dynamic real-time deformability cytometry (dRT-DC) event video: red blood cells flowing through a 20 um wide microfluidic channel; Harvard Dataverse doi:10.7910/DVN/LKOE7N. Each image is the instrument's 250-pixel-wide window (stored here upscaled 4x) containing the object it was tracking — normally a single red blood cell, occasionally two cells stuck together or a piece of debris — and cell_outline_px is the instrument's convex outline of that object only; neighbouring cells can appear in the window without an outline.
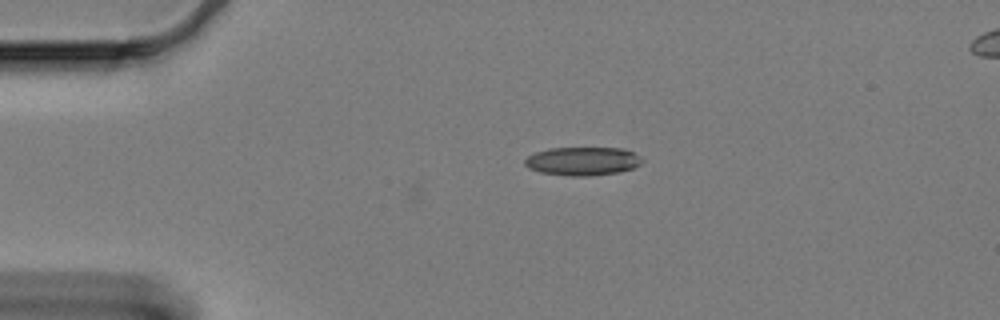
{"species": "Egyptian fruit bat (a non-hibernating species)", "species_latin": "Rousettus aegyptiacus", "temperature_condition": "cold", "stored_images_in_passage": 5, "camera_frame_rate_fps": 3000, "um_per_image_px": 0.085, "animal": {"sex": "female"}, "frame": {"image": 1, "passage_image": 5, "time_ms": 1.333, "image_size_px": [1000, 320], "cell_outline_px": [[644, 160], [640, 164], [632, 168], [620, 172], [588, 176], [572, 176], [540, 172], [528, 168], [524, 164], [524, 160], [528, 156], [536, 152], [548, 148], [624, 148], [640, 156]], "centroid_in_image_um": [49.52, 13.69], "position_along_channel_um": 35.5, "area_um2": 19.48}}